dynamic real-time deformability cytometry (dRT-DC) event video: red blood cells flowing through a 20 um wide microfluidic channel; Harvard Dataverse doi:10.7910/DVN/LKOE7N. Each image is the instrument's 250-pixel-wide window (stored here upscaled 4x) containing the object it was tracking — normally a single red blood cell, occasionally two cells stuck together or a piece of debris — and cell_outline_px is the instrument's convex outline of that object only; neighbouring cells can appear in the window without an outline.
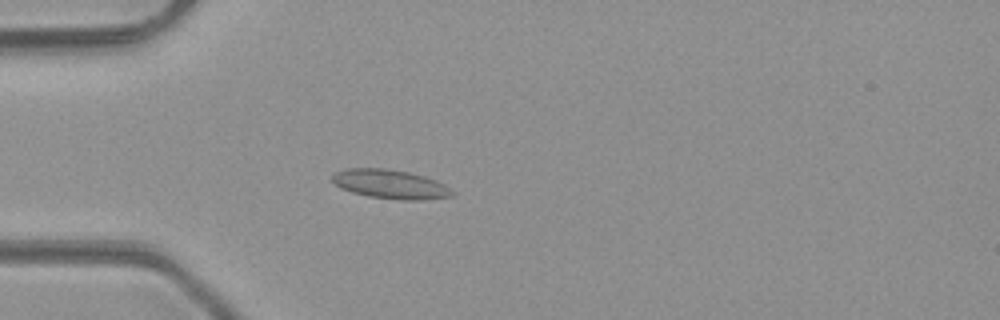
{"species": "common noctule bat (a hibernating species)", "species_latin": "Nyctalus noctula", "temperature_condition": "room temperature", "stored_images_in_passage": 41, "camera_frame_rate_fps": 3000, "um_per_image_px": 0.085, "animal": {"sex": "male", "body_mass_g": 23.1, "forearm_length_mm": 52.7}, "frame": {"image": 1, "passage_image": 9, "time_ms": 2.667, "image_size_px": [1000, 320], "cell_outline_px": [[456, 192], [452, 196], [420, 200], [400, 200], [368, 196], [352, 192], [340, 188], [332, 180], [332, 176], [336, 172], [348, 168], [384, 168], [408, 172], [424, 176], [436, 180], [444, 184]], "centroid_in_image_um": [33.2, 15.66], "position_along_channel_um": 51.8, "area_um2": 20.29}}
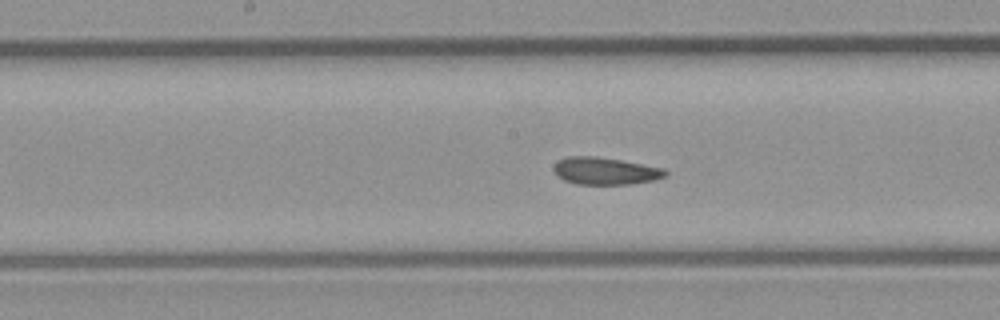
{"frame": {"image": 2, "passage_image": 20, "time_ms": 6.333, "image_size_px": [1000, 320], "cell_outline_px": [[668, 176], [656, 180], [632, 184], [576, 184], [564, 180], [556, 176], [552, 168], [556, 160], [568, 156], [596, 156], [620, 160], [664, 168], [668, 172]], "centroid_in_image_um": [51.43, 14.53], "position_along_channel_um": 196.8, "area_um2": 18.03}}
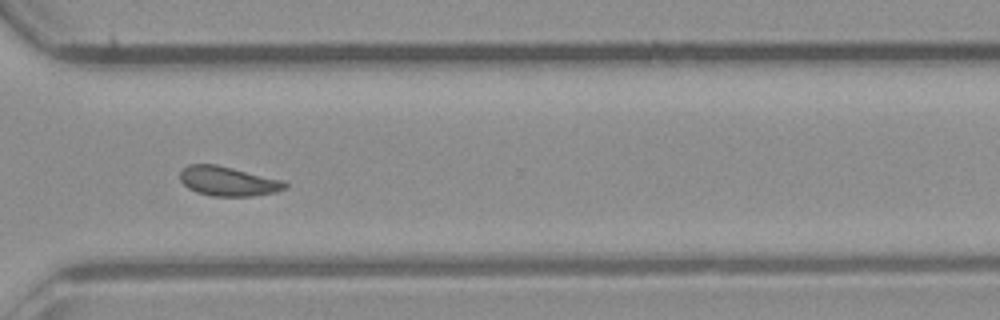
{"frame": {"image": 3, "passage_image": 31, "time_ms": 10.0, "image_size_px": [1000, 320], "cell_outline_px": [[288, 184], [284, 188], [276, 192], [252, 196], [212, 196], [196, 192], [188, 188], [180, 180], [180, 172], [188, 164], [216, 164], [284, 180]], "centroid_in_image_um": [19.38, 15.4], "position_along_channel_um": 351.2, "area_um2": 18.03}}